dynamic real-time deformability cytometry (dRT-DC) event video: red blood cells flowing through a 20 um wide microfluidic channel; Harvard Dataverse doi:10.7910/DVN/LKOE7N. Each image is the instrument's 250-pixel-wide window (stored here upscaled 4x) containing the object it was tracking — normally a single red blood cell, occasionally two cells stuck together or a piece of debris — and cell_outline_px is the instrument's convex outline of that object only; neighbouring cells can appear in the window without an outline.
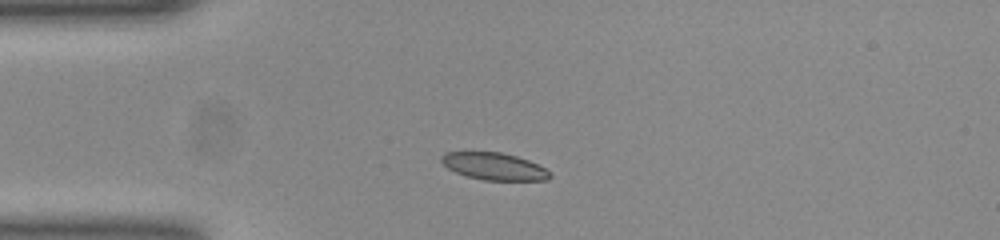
{"species": "common noctule bat (a hibernating species)", "species_latin": "Nyctalus noctula", "temperature_condition": "room temperature", "stored_images_in_passage": 41, "camera_frame_rate_fps": 3000, "um_per_image_px": 0.085, "animal": {"sex": "female", "body_mass_g": 23.0, "forearm_length_mm": 53.4}, "frame": {"image": 1, "passage_image": 1, "time_ms": 0.0, "image_size_px": [1000, 240], "cell_outline_px": [[552, 176], [548, 180], [484, 180], [468, 176], [456, 172], [448, 168], [440, 160], [440, 156], [444, 152], [500, 152], [516, 156], [528, 160], [544, 168]], "centroid_in_image_um": [41.97, 14.13], "position_along_channel_um": 43.0, "area_um2": 16.99}}
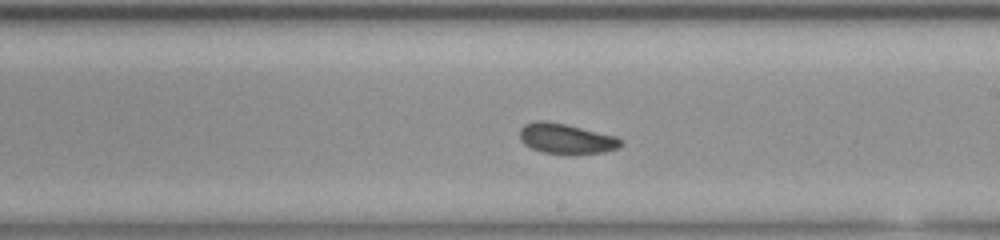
{"frame": {"image": 2, "passage_image": 18, "time_ms": 5.667, "image_size_px": [1000, 240], "cell_outline_px": [[620, 144], [616, 148], [604, 152], [544, 152], [532, 148], [524, 144], [520, 140], [520, 128], [524, 124], [536, 120], [548, 120], [616, 136], [620, 140]], "centroid_in_image_um": [48.04, 11.74], "position_along_channel_um": 241.0, "area_um2": 17.17}}
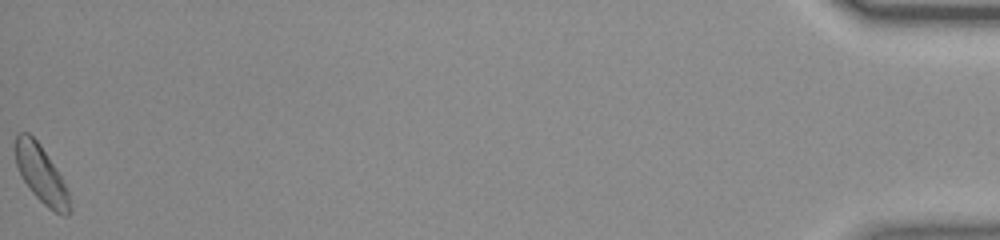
{"frame": {"image": 3, "passage_image": 41, "time_ms": 13.333, "image_size_px": [1000, 240], "cell_outline_px": [[72, 212], [68, 216], [64, 216], [48, 208], [32, 192], [24, 180], [16, 164], [16, 136], [20, 132], [28, 132], [40, 144], [60, 176], [68, 192], [72, 208]], "centroid_in_image_um": [3.53, 14.85], "position_along_channel_um": 431.7, "area_um2": 17.74}, "authors_computed_cell_mechanics": {"area_um2": 17.7446, "velocity_mm_per_s": 3.8456, "shape_relaxation_time_tau1_ms": null, "shape_relaxation_time_tau2_ms": 3.7826, "deformation_change_tau1": null, "deformation_change_tau2": 0.0893}}